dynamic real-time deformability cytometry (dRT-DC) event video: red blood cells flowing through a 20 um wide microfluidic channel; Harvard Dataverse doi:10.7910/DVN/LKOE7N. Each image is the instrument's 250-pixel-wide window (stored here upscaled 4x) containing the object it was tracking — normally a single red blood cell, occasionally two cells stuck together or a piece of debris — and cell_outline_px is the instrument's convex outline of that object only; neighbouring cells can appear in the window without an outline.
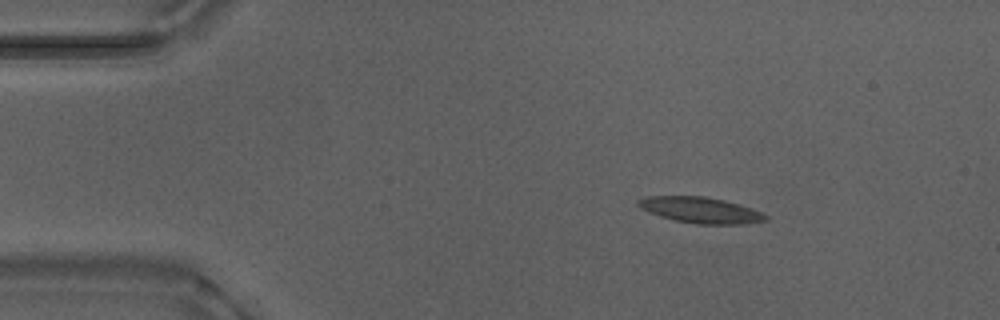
{"species": "Egyptian fruit bat (a non-hibernating species)", "species_latin": "Rousettus aegyptiacus", "temperature_condition": "warm", "stored_images_in_passage": 53, "camera_frame_rate_fps": 3000, "um_per_image_px": 0.085, "animal": {"sex": "male"}, "frame": {"image": 1, "passage_image": 8, "time_ms": 2.333, "image_size_px": [1000, 320], "cell_outline_px": [[768, 220], [744, 224], [696, 224], [676, 220], [660, 216], [648, 212], [640, 208], [636, 204], [636, 200], [648, 196], [704, 196], [724, 200], [760, 212], [768, 216]], "centroid_in_image_um": [59.49, 17.86], "position_along_channel_um": 25.5, "area_um2": 19.07}}
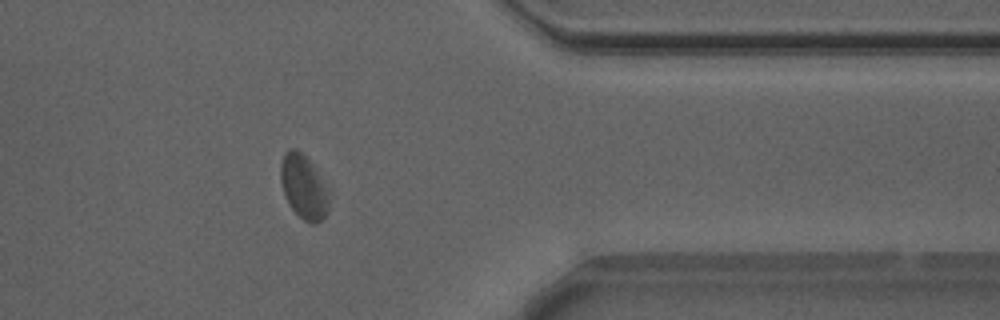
{"frame": {"image": 2, "passage_image": 43, "time_ms": 14.0, "image_size_px": [1000, 320], "cell_outline_px": [[328, 208], [324, 216], [316, 224], [312, 224], [304, 220], [288, 204], [280, 180], [280, 164], [284, 152], [288, 148], [296, 148], [308, 160], [324, 188], [328, 200]], "centroid_in_image_um": [25.73, 15.88], "position_along_channel_um": 385.7, "area_um2": 17.22}}
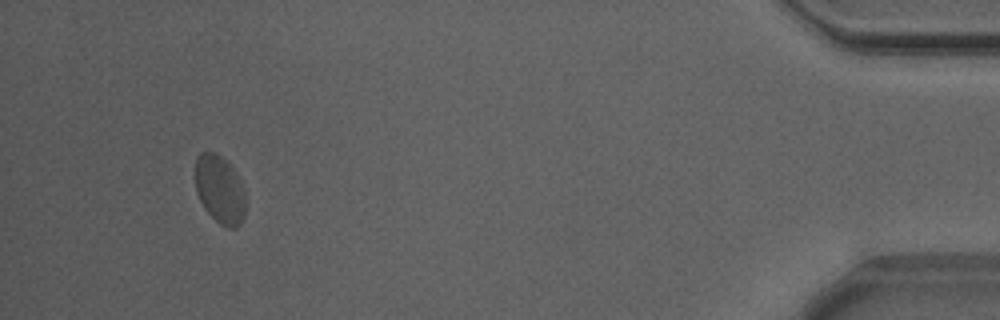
{"frame": {"image": 3, "passage_image": 50, "time_ms": 16.333, "image_size_px": [1000, 320], "cell_outline_px": [[244, 216], [240, 224], [236, 228], [228, 228], [220, 224], [204, 208], [196, 192], [196, 156], [200, 152], [216, 152], [232, 168], [240, 180], [244, 188]], "centroid_in_image_um": [18.67, 16.11], "position_along_channel_um": 416.5, "area_um2": 19.77}, "authors_computed_cell_mechanics": {"area_um2": 18.785, "velocity_mm_per_s": 3.8117, "shape_relaxation_time_tau1_ms": 4.5896, "shape_relaxation_time_tau2_ms": 1.5262, "deformation_change_tau1": 0.1364, "deformation_change_tau2": 0.0635}}